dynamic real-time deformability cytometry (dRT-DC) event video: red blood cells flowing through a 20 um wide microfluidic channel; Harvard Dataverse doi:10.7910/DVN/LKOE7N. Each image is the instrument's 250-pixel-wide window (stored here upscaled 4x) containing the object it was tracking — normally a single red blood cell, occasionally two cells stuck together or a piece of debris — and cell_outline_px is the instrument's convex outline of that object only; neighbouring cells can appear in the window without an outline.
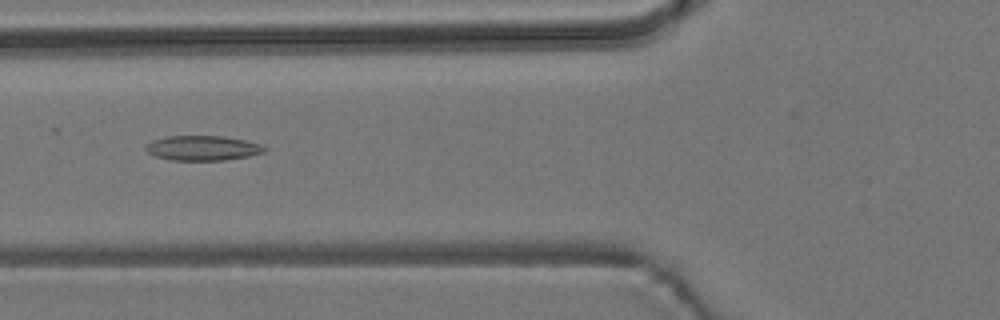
{"species": "common noctule bat (a hibernating species)", "species_latin": "Nyctalus noctula", "temperature_condition": "room temperature", "stored_images_in_passage": 51, "camera_frame_rate_fps": 3000, "um_per_image_px": 0.085, "animal": {"sex": "male", "body_mass_g": 19.2, "forearm_length_mm": 51.8}, "frame": {"image": 1, "passage_image": 21, "time_ms": 6.667, "image_size_px": [1000, 320], "cell_outline_px": [[268, 148], [264, 152], [248, 156], [224, 160], [172, 160], [156, 156], [148, 152], [144, 148], [144, 144], [152, 140], [168, 136], [224, 136], [264, 144]], "centroid_in_image_um": [17.24, 12.57], "position_along_channel_um": 108.6, "area_um2": 17.28}}
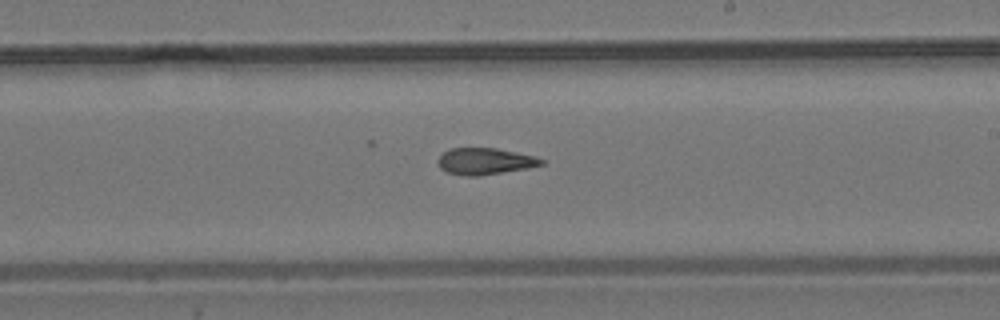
{"frame": {"image": 2, "passage_image": 32, "time_ms": 10.333, "image_size_px": [1000, 320], "cell_outline_px": [[544, 164], [528, 168], [476, 176], [468, 176], [448, 172], [440, 168], [436, 160], [448, 148], [496, 148], [536, 156], [544, 160]], "centroid_in_image_um": [41.22, 13.7], "position_along_channel_um": 247.8, "area_um2": 15.95}}
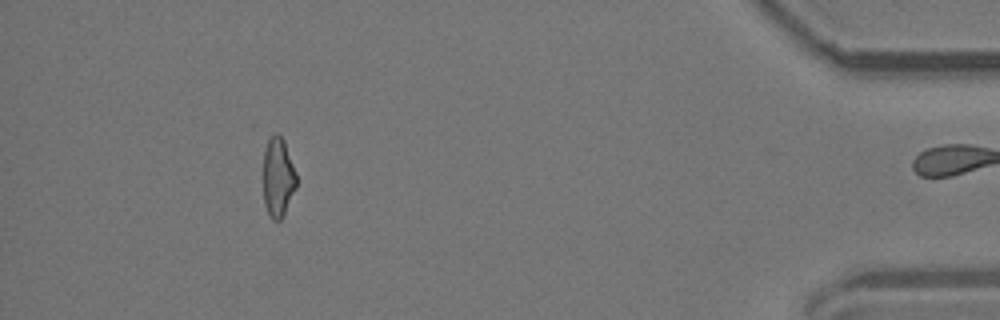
{"frame": {"image": 3, "passage_image": 50, "time_ms": 16.333, "image_size_px": [1000, 320], "cell_outline_px": [[296, 188], [284, 216], [280, 220], [272, 220], [264, 204], [264, 152], [268, 140], [276, 132], [284, 140], [296, 172]], "centroid_in_image_um": [23.64, 15.1], "position_along_channel_um": 411.6, "area_um2": 15.32}, "authors_computed_cell_mechanics": {"area_um2": 16.9354, "velocity_mm_per_s": 3.7858, "shape_relaxation_time_tau1_ms": null, "shape_relaxation_time_tau2_ms": 5.0092, "deformation_change_tau1": null, "deformation_change_tau2": 0.1338}}